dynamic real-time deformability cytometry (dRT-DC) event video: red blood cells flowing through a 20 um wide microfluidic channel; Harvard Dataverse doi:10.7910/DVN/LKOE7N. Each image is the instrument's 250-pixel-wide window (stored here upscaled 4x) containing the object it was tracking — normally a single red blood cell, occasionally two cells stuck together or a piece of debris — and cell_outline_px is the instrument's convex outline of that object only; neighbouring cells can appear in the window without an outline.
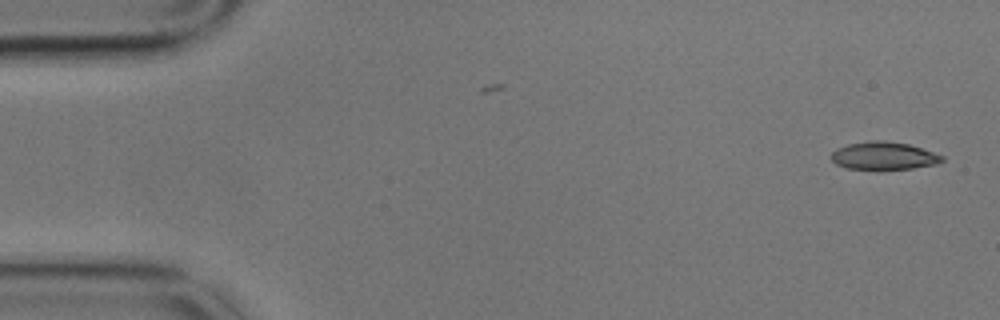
{"species": "common noctule bat (a hibernating species)", "species_latin": "Nyctalus noctula", "temperature_condition": "cold", "stored_images_in_passage": 56, "camera_frame_rate_fps": 3000, "um_per_image_px": 0.085, "animal": {"sex": "male", "body_mass_g": 17.9}, "frame": {"image": 1, "passage_image": 1, "time_ms": 0.0, "image_size_px": [1000, 320], "cell_outline_px": [[944, 160], [936, 164], [912, 168], [876, 172], [848, 168], [836, 164], [832, 160], [832, 152], [836, 148], [848, 144], [868, 140], [884, 140], [908, 144], [944, 156]], "centroid_in_image_um": [75.09, 13.27], "position_along_channel_um": 9.9, "area_um2": 18.5}}
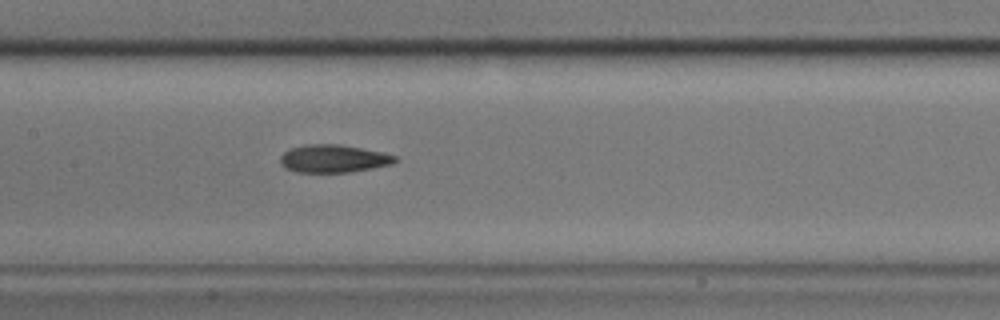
{"frame": {"image": 2, "passage_image": 26, "time_ms": 8.333, "image_size_px": [1000, 320], "cell_outline_px": [[400, 160], [392, 164], [372, 168], [348, 172], [296, 172], [284, 168], [280, 164], [280, 156], [284, 152], [292, 148], [304, 144], [340, 144], [384, 152], [396, 156]], "centroid_in_image_um": [28.35, 13.48], "position_along_channel_um": 179.0, "area_um2": 18.79}}
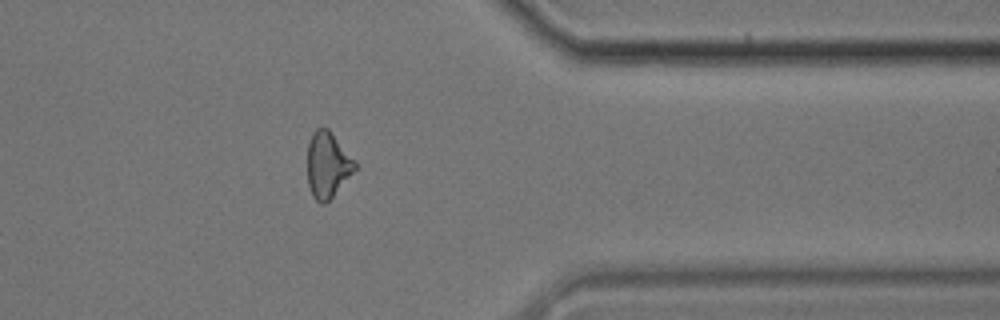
{"frame": {"image": 3, "passage_image": 45, "time_ms": 14.667, "image_size_px": [1000, 320], "cell_outline_px": [[356, 168], [332, 196], [324, 204], [320, 204], [312, 196], [308, 184], [308, 144], [312, 132], [316, 128], [328, 128], [356, 160]], "centroid_in_image_um": [27.84, 13.99], "position_along_channel_um": 383.6, "area_um2": 18.09}, "authors_computed_cell_mechanics": {"area_um2": 18.8428, "velocity_mm_per_s": 3.4433, "shape_relaxation_time_tau1_ms": 5.4197, "shape_relaxation_time_tau2_ms": 4.7359, "deformation_change_tau1": 0.1264, "deformation_change_tau2": 0.1255}}